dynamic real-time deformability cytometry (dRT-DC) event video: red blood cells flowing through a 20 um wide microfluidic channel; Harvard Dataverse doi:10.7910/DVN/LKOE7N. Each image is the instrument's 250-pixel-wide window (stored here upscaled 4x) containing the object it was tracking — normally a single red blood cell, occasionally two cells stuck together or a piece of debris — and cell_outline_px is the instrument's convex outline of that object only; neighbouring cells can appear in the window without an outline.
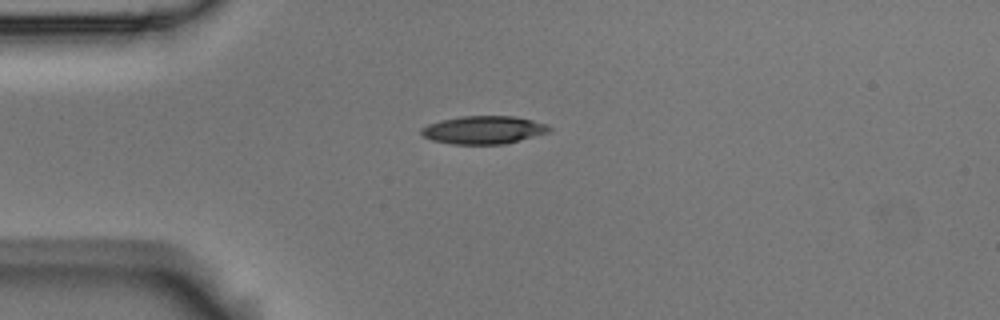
{"species": "Egyptian fruit bat (a non-hibernating species)", "species_latin": "Rousettus aegyptiacus", "temperature_condition": "room temperature", "stored_images_in_passage": 6, "camera_frame_rate_fps": 3000, "um_per_image_px": 0.085, "animal": {"sex": "male"}, "frame": {"image": 1, "passage_image": 1, "time_ms": 0.0, "image_size_px": [1000, 320], "cell_outline_px": [[552, 128], [548, 132], [504, 144], [452, 144], [432, 140], [424, 136], [420, 132], [420, 128], [428, 124], [440, 120], [460, 116], [512, 116], [532, 120], [548, 124]], "centroid_in_image_um": [41.08, 11.04], "position_along_channel_um": 43.9, "area_um2": 20.81}}
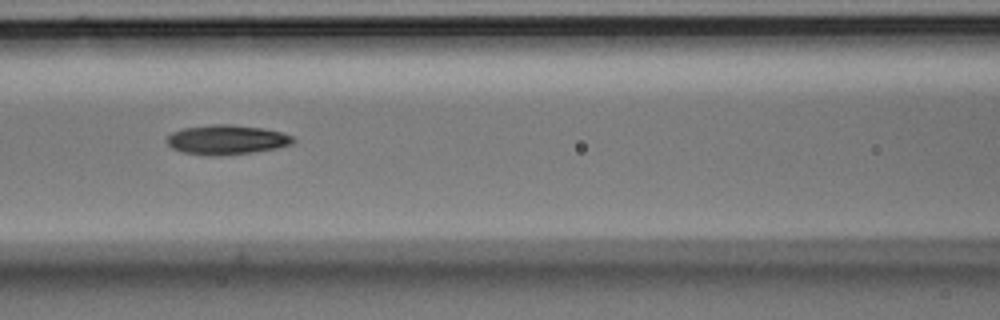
{"frame": {"image": 2, "passage_image": 4, "time_ms": 1.0, "image_size_px": [1000, 320], "cell_outline_px": [[296, 140], [292, 144], [280, 148], [252, 152], [220, 156], [204, 156], [180, 152], [172, 148], [168, 144], [168, 136], [172, 132], [184, 128], [212, 124], [232, 124], [264, 128], [280, 132], [292, 136]], "centroid_in_image_um": [19.27, 11.89], "position_along_channel_um": 147.3, "area_um2": 22.02}}
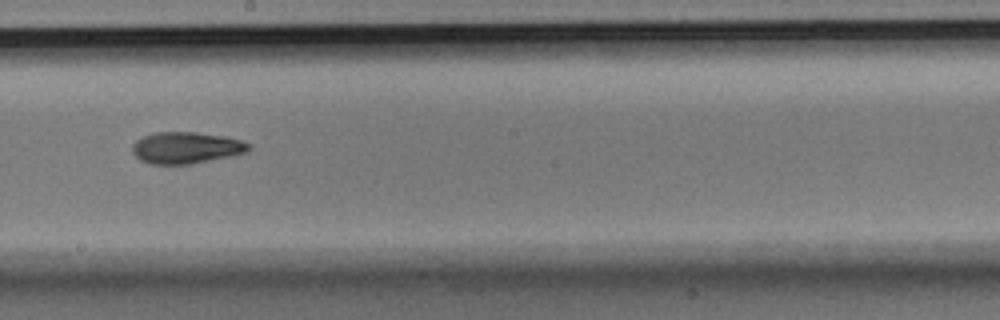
{"frame": {"image": 3, "passage_image": 6, "time_ms": 1.667, "image_size_px": [1000, 320], "cell_outline_px": [[252, 148], [248, 152], [232, 156], [192, 164], [152, 164], [140, 160], [132, 152], [132, 144], [136, 140], [144, 136], [156, 132], [196, 132], [224, 136], [240, 140], [252, 144]], "centroid_in_image_um": [15.86, 12.56], "position_along_channel_um": 232.3, "area_um2": 21.62}}